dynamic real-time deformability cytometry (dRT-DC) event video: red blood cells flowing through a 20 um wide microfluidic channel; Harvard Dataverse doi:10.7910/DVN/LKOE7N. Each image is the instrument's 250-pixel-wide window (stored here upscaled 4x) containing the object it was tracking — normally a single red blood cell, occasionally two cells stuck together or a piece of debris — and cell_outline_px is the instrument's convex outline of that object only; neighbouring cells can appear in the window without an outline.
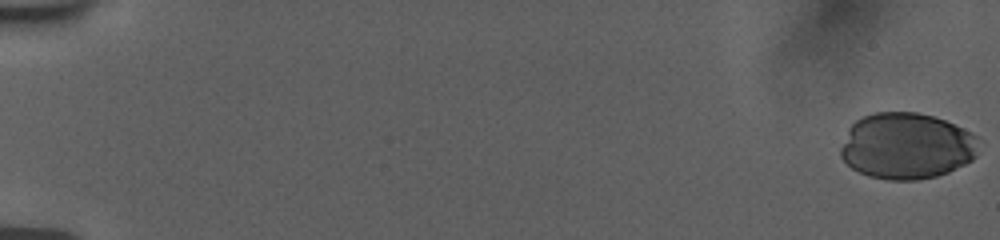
{"species": "human", "species_latin": "Homo sapiens", "temperature_condition": "room temperature", "stored_images_in_passage": 56, "camera_frame_rate_fps": 3000, "um_per_image_px": 0.085, "donor": {"sex": "female"}, "frame": {"image": 1, "passage_image": 1, "time_ms": 0.0, "image_size_px": [1000, 240], "cell_outline_px": [[984, 140], [976, 156], [972, 160], [948, 172], [936, 176], [916, 180], [888, 180], [868, 176], [852, 168], [840, 156], [840, 148], [848, 128], [856, 120], [864, 116], [876, 112], [916, 112], [932, 116], [944, 120], [972, 132]], "centroid_in_image_um": [77.1, 12.41], "position_along_channel_um": 7.9, "area_um2": 53.87}}
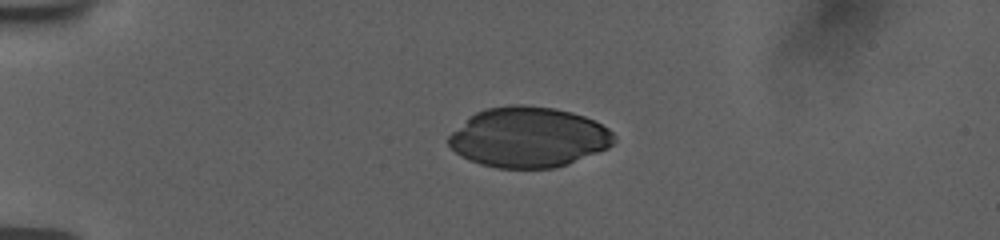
{"frame": {"image": 2, "passage_image": 15, "time_ms": 4.667, "image_size_px": [1000, 240], "cell_outline_px": [[616, 140], [608, 148], [568, 164], [552, 168], [496, 168], [480, 164], [460, 156], [448, 144], [448, 136], [452, 132], [476, 112], [484, 108], [512, 104], [524, 104], [556, 108], [572, 112], [584, 116], [608, 128], [616, 136]], "centroid_in_image_um": [44.93, 11.66], "position_along_channel_um": 40.1, "area_um2": 58.15}}